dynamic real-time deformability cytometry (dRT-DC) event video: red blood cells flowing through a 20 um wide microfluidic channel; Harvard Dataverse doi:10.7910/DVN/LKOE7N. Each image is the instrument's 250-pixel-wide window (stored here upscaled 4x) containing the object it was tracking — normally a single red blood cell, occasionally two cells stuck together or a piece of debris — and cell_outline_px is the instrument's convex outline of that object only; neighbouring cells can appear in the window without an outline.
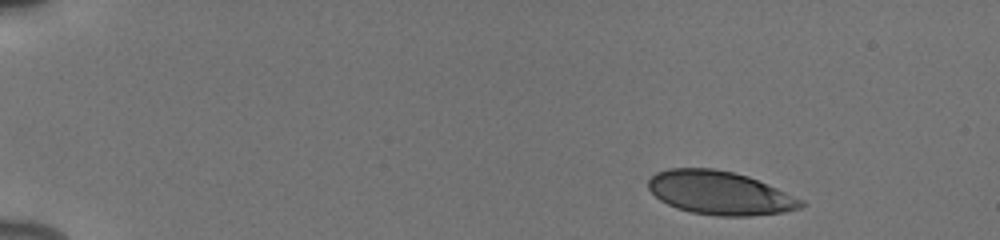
{"species": "human", "species_latin": "Homo sapiens", "temperature_condition": "cold", "stored_images_in_passage": 47, "camera_frame_rate_fps": 3000, "um_per_image_px": 0.085, "donor": {"sex": "male"}, "frame": {"image": 1, "passage_image": 1, "time_ms": 0.0, "image_size_px": [1000, 240], "cell_outline_px": [[804, 204], [800, 208], [784, 212], [748, 216], [716, 216], [692, 212], [676, 208], [660, 200], [648, 188], [648, 180], [656, 172], [668, 168], [712, 168], [732, 172], [748, 176], [804, 200]], "centroid_in_image_um": [61.16, 16.4], "position_along_channel_um": 23.8, "area_um2": 38.55}}
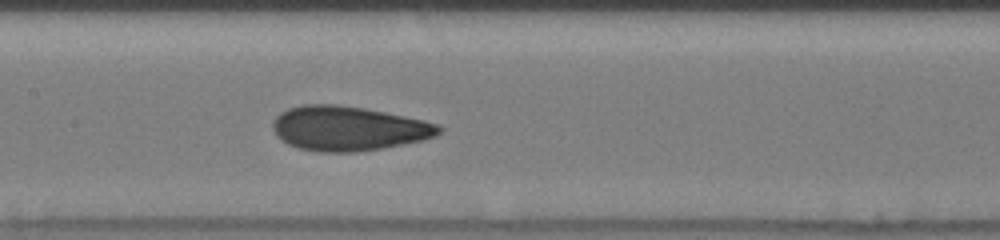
{"frame": {"image": 2, "passage_image": 22, "time_ms": 7.0, "image_size_px": [1000, 240], "cell_outline_px": [[444, 128], [436, 136], [424, 140], [380, 148], [356, 152], [316, 152], [300, 148], [288, 144], [276, 136], [272, 128], [272, 124], [276, 116], [280, 112], [288, 108], [304, 104], [336, 104], [364, 108], [424, 120], [440, 124]], "centroid_in_image_um": [29.6, 10.91], "position_along_channel_um": 177.8, "area_um2": 43.23}}
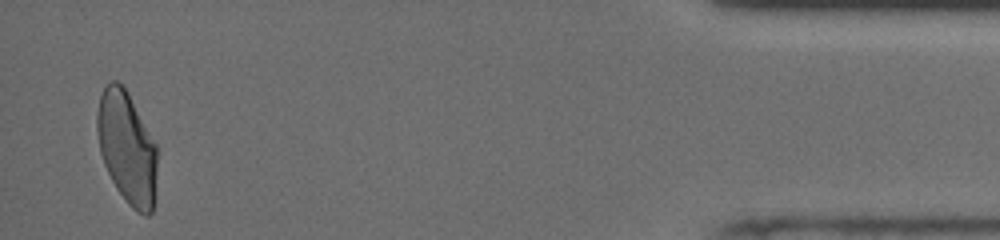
{"frame": {"image": 3, "passage_image": 46, "time_ms": 15.0, "image_size_px": [1000, 240], "cell_outline_px": [[156, 172], [152, 212], [148, 216], [144, 216], [136, 212], [128, 204], [116, 188], [104, 164], [100, 152], [96, 128], [96, 112], [100, 96], [104, 88], [112, 80], [116, 80], [128, 92], [156, 144]], "centroid_in_image_um": [10.77, 12.56], "position_along_channel_um": 424.4, "area_um2": 39.07}, "authors_computed_cell_mechanics": {"area_um2": 40.9802, "velocity_mm_per_s": 3.9075, "shape_relaxation_time_tau1_ms": 6.7755, "shape_relaxation_time_tau2_ms": 1.2184, "deformation_change_tau1": 0.1903, "deformation_change_tau2": 0.067}}